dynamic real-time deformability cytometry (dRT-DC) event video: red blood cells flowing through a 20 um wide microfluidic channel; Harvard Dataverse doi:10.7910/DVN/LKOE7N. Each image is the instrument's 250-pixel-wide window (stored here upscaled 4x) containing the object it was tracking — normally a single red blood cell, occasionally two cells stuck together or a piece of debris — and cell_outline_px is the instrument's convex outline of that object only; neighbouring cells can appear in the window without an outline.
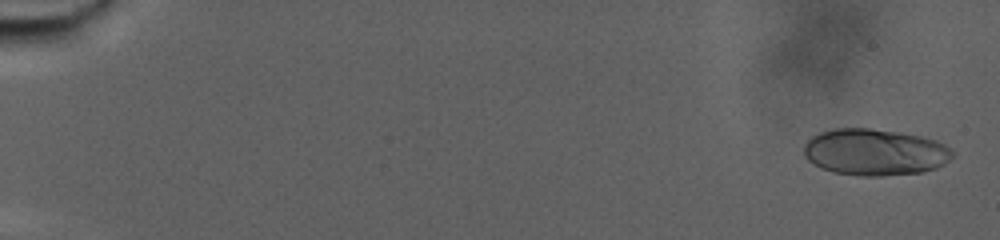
{"species": "human", "species_latin": "Homo sapiens", "temperature_condition": "warm", "stored_images_in_passage": 31, "camera_frame_rate_fps": 3000, "um_per_image_px": 0.085, "donor": {"sex": "male"}, "frame": {"image": 1, "passage_image": 2, "time_ms": 0.333, "image_size_px": [1000, 240], "cell_outline_px": [[956, 152], [944, 164], [936, 168], [920, 172], [884, 176], [856, 176], [832, 172], [820, 168], [812, 164], [804, 156], [804, 144], [812, 136], [820, 132], [832, 128], [868, 128], [900, 132], [920, 136], [936, 140], [952, 148]], "centroid_in_image_um": [74.34, 12.93], "position_along_channel_um": 10.7, "area_um2": 40.81}}
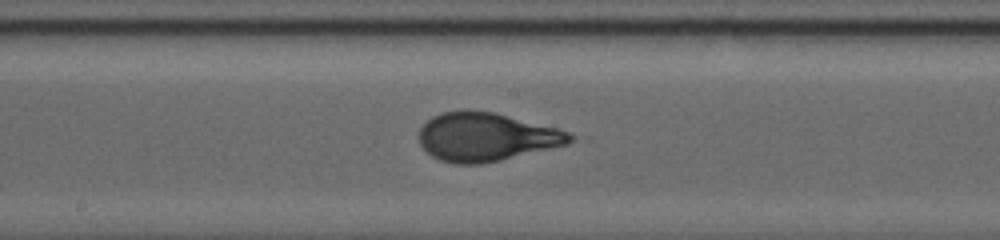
{"frame": {"image": 2, "passage_image": 18, "time_ms": 5.667, "image_size_px": [1000, 240], "cell_outline_px": [[576, 140], [568, 144], [552, 148], [500, 160], [480, 164], [456, 164], [440, 160], [432, 156], [420, 144], [420, 128], [432, 116], [444, 112], [496, 112], [556, 128], [568, 132], [576, 136]], "centroid_in_image_um": [41.37, 11.66], "position_along_channel_um": 206.8, "area_um2": 42.08}}
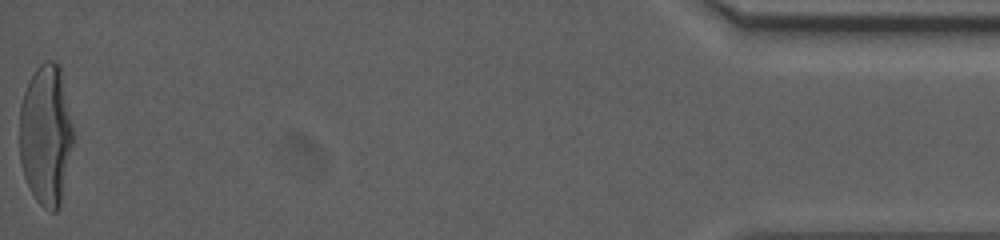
{"frame": {"image": 3, "passage_image": 31, "time_ms": 10.0, "image_size_px": [1000, 240], "cell_outline_px": [[72, 144], [60, 208], [56, 212], [48, 212], [36, 200], [24, 176], [20, 160], [20, 104], [24, 92], [36, 68], [44, 60], [56, 60], [60, 64], [72, 124]], "centroid_in_image_um": [3.9, 11.46], "position_along_channel_um": 431.3, "area_um2": 43.99}}